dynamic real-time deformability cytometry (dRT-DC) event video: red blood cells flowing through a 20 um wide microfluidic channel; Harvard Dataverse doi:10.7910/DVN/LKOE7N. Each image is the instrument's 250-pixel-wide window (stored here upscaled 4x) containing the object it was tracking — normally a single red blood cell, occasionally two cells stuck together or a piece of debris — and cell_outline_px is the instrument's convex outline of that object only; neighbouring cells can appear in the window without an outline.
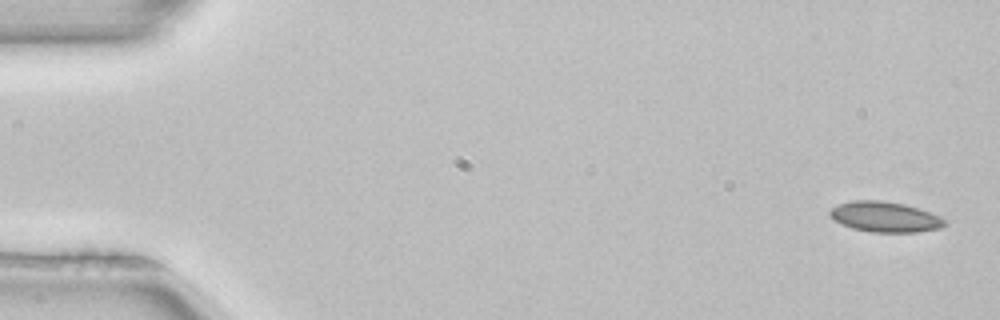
{"species": "common noctule bat (a hibernating species)", "species_latin": "Nyctalus noctula", "temperature_condition": "room temperature", "stored_images_in_passage": 3, "camera_frame_rate_fps": 3000, "um_per_image_px": 0.085, "animal": {"sex": "female", "body_mass_g": 22.7, "forearm_length_mm": 54.2}, "frame": {"image": 1, "passage_image": 1, "time_ms": 0.0, "image_size_px": [1000, 320], "cell_outline_px": [[948, 224], [940, 228], [916, 232], [872, 232], [852, 228], [840, 224], [832, 220], [828, 212], [832, 208], [840, 204], [852, 200], [880, 200], [904, 204], [940, 216]], "centroid_in_image_um": [75.19, 18.44], "position_along_channel_um": 9.8, "area_um2": 20.29}}
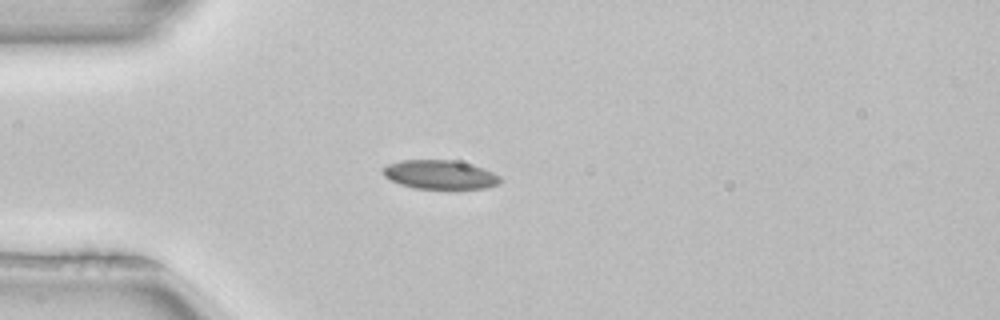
{"frame": {"image": 2, "passage_image": 3, "time_ms": 0.667, "image_size_px": [1000, 320], "cell_outline_px": [[500, 184], [484, 188], [416, 188], [400, 184], [384, 176], [384, 168], [388, 164], [400, 160], [452, 160], [484, 168], [500, 176]], "centroid_in_image_um": [37.41, 14.84], "position_along_channel_um": 47.6, "area_um2": 19.42}}